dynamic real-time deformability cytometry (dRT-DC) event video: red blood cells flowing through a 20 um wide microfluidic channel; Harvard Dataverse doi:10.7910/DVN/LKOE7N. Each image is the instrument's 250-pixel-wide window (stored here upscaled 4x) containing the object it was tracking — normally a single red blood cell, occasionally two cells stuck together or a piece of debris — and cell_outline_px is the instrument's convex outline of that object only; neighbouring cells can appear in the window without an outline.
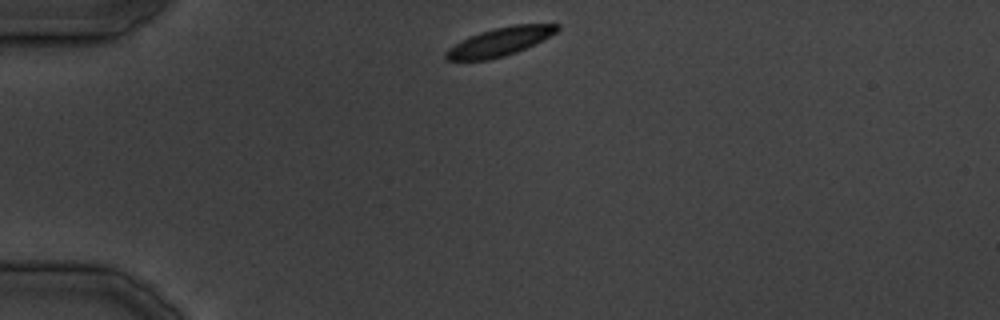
{"species": "common noctule bat (a hibernating species)", "species_latin": "Nyctalus noctula", "temperature_condition": "cold", "stored_images_in_passage": 29, "camera_frame_rate_fps": 3000, "um_per_image_px": 0.085, "animal": {"sex": "male", "body_mass_g": 19.5, "forearm_length_mm": 54.6}, "frame": {"image": 1, "passage_image": 1, "time_ms": 0.0, "image_size_px": [1000, 320], "cell_outline_px": [[560, 28], [556, 32], [516, 52], [504, 56], [488, 60], [444, 60], [444, 52], [448, 48], [468, 36], [480, 32], [512, 24], [560, 24]], "centroid_in_image_um": [42.42, 3.55], "position_along_channel_um": 42.6, "area_um2": 18.21}}
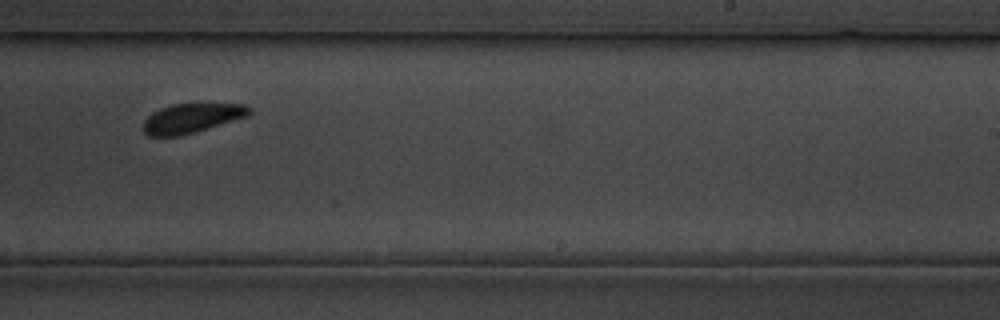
{"frame": {"image": 2, "passage_image": 16, "time_ms": 18.333, "image_size_px": [1000, 320], "cell_outline_px": [[252, 112], [248, 116], [196, 132], [180, 136], [148, 136], [144, 132], [144, 120], [152, 112], [160, 108], [172, 104], [244, 104], [252, 108]], "centroid_in_image_um": [16.3, 10.05], "position_along_channel_um": 272.7, "area_um2": 18.21}}
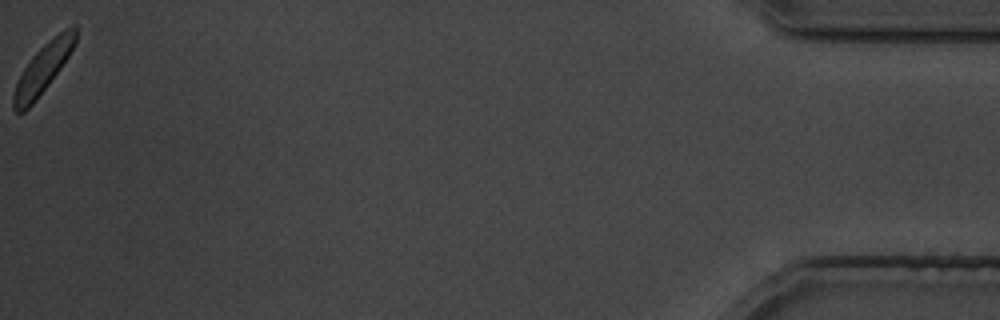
{"frame": {"image": 3, "passage_image": 29, "time_ms": 35.333, "image_size_px": [1000, 320], "cell_outline_px": [[76, 40], [68, 56], [60, 68], [48, 84], [32, 104], [24, 112], [16, 112], [12, 108], [12, 96], [16, 84], [24, 68], [32, 56], [48, 40], [64, 28], [72, 24], [76, 24]], "centroid_in_image_um": [3.64, 5.8], "position_along_channel_um": 431.6, "area_um2": 17.46}}